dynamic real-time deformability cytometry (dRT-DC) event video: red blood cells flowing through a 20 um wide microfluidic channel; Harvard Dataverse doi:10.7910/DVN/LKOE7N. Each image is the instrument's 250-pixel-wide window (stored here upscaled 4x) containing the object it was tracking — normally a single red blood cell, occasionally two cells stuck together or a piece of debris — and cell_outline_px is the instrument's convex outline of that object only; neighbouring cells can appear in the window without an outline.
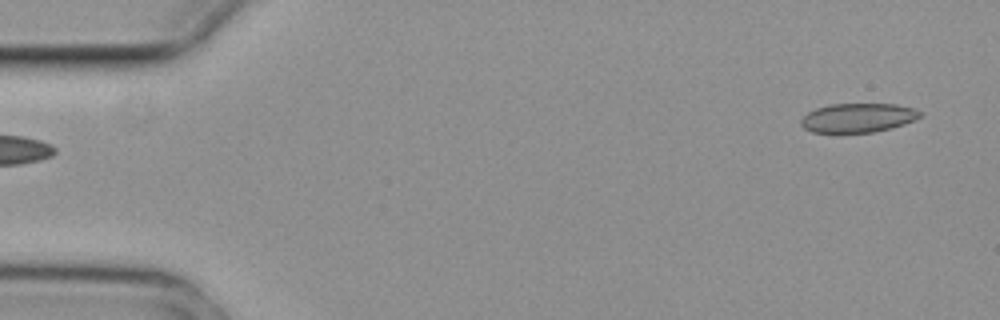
{"species": "common noctule bat (a hibernating species)", "species_latin": "Nyctalus noctula", "temperature_condition": "cold", "stored_images_in_passage": 5, "segment_of_instrument_passage": [2, 2], "camera_frame_rate_fps": 3000, "um_per_image_px": 0.085, "animal": {"sex": "female", "body_mass_g": 29.2, "forearm_length_mm": 56.3}, "frame": {"image": 1, "passage_image": 5, "time_ms": 1.333, "image_size_px": [1000, 320], "cell_outline_px": [[924, 112], [916, 120], [892, 128], [872, 132], [812, 132], [804, 128], [800, 124], [800, 120], [808, 112], [816, 108], [828, 104], [896, 104], [916, 108]], "centroid_in_image_um": [72.96, 10.0], "position_along_channel_um": 12.0, "area_um2": 20.35}}